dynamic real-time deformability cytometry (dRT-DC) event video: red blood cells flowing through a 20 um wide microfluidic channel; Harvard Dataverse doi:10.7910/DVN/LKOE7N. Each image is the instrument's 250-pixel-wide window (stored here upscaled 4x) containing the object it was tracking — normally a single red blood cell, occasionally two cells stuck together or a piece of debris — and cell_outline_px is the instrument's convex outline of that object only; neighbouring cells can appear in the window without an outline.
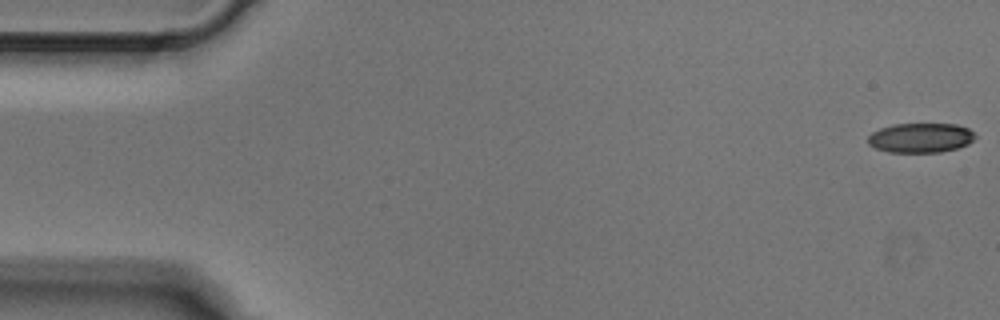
{"species": "Egyptian fruit bat (a non-hibernating species)", "species_latin": "Rousettus aegyptiacus", "temperature_condition": "cold", "stored_images_in_passage": 4, "camera_frame_rate_fps": 3000, "um_per_image_px": 0.085, "animal": {"sex": "male"}, "frame": {"image": 1, "passage_image": 1, "time_ms": 0.0, "image_size_px": [1000, 320], "cell_outline_px": [[976, 136], [968, 144], [956, 148], [940, 152], [888, 152], [876, 148], [868, 144], [868, 136], [872, 132], [880, 128], [892, 124], [956, 124], [968, 128]], "centroid_in_image_um": [78.23, 11.71], "position_along_channel_um": 6.8, "area_um2": 18.44}}